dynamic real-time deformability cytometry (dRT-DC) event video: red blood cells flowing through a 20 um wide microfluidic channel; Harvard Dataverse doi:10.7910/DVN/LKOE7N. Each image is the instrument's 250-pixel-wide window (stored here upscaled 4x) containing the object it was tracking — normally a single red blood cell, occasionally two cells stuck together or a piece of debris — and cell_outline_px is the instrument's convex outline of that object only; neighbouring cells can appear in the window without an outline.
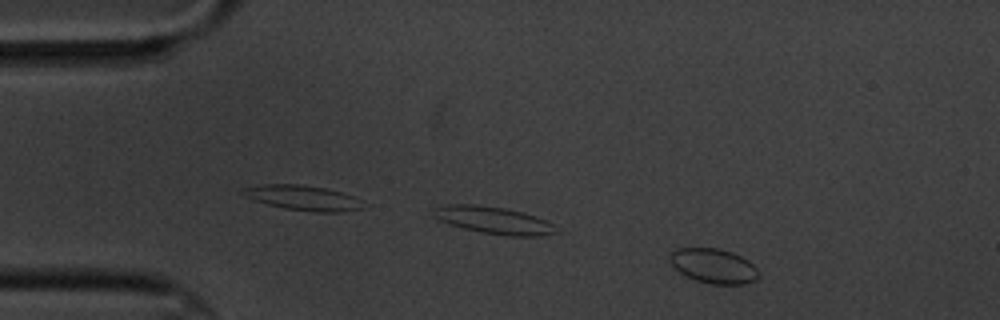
{"species": "common noctule bat (a hibernating species)", "species_latin": "Nyctalus noctula", "temperature_condition": "cold", "stored_images_in_passage": 12, "camera_frame_rate_fps": 3000, "um_per_image_px": 0.085, "animal": {"sex": "male", "body_mass_g": 20.1, "forearm_length_mm": 53.5}, "frame": {"image": 1, "passage_image": 1, "time_ms": 0.0, "image_size_px": [1000, 320], "cell_outline_px": [[760, 272], [756, 280], [744, 284], [712, 284], [696, 280], [680, 272], [672, 264], [672, 252], [676, 248], [720, 248], [732, 252], [748, 260]], "centroid_in_image_um": [60.71, 22.6], "position_along_channel_um": 24.3, "area_um2": 17.69}}
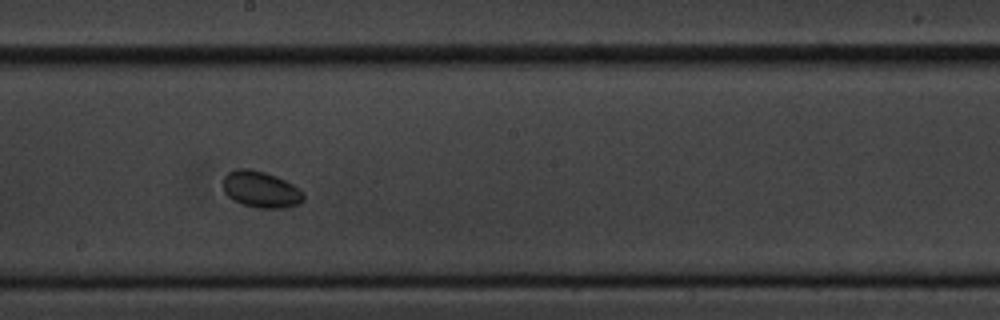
{"frame": {"image": 2, "passage_image": 7, "time_ms": 8.0, "image_size_px": [1000, 320], "cell_outline_px": [[304, 200], [300, 204], [284, 208], [256, 208], [232, 200], [224, 192], [224, 176], [228, 172], [236, 168], [248, 168], [264, 172], [276, 176], [292, 184], [304, 192]], "centroid_in_image_um": [22.18, 16.11], "position_along_channel_um": 226.0, "area_um2": 17.17}}
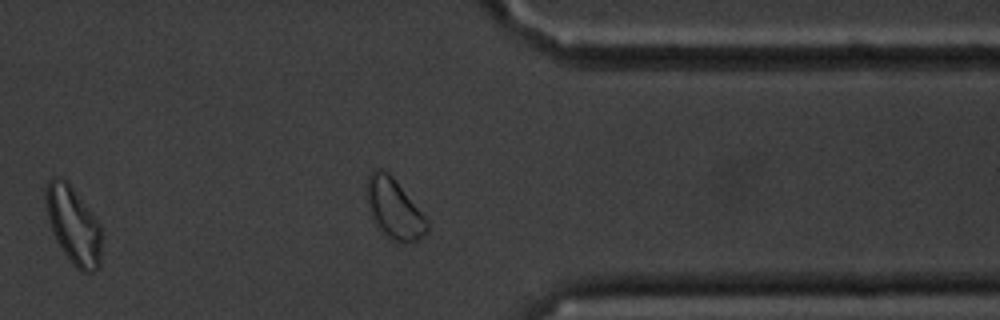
{"frame": {"image": 3, "passage_image": 11, "time_ms": 12.667, "image_size_px": [1000, 320], "cell_outline_px": [[100, 268], [92, 272], [84, 272], [76, 268], [72, 264], [56, 240], [48, 220], [44, 196], [44, 192], [48, 180], [64, 180], [72, 188], [92, 212], [100, 224]], "centroid_in_image_um": [6.23, 19.19], "position_along_channel_um": 405.2, "area_um2": 24.74}, "authors_computed_cell_mechanics": {"area_um2": 16.5597, "velocity_mm_per_s": 3.3886, "shape_relaxation_time_tau1_ms": null, "shape_relaxation_time_tau2_ms": 10.4133, "deformation_change_tau1": null, "deformation_change_tau2": 0.0654}}